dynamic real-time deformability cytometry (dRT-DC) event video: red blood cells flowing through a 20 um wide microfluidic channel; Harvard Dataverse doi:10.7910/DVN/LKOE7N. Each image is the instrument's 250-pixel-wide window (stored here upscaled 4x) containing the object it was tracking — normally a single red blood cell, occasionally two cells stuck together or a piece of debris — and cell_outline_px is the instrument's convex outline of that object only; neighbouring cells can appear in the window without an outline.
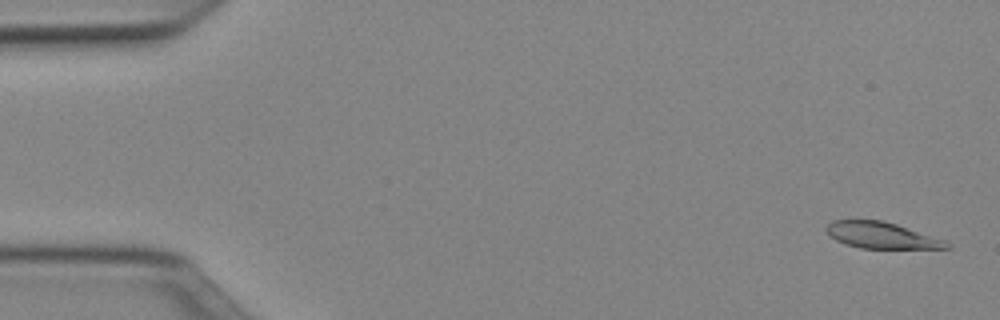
{"species": "Egyptian fruit bat (a non-hibernating species)", "species_latin": "Rousettus aegyptiacus", "temperature_condition": "cold", "stored_images_in_passage": 51, "camera_frame_rate_fps": 3000, "um_per_image_px": 0.085, "animal": {"sex": "female"}, "frame": {"image": 1, "passage_image": 2, "time_ms": 0.333, "image_size_px": [1000, 320], "cell_outline_px": [[952, 248], [860, 248], [844, 244], [828, 236], [824, 228], [832, 220], [880, 220], [896, 224], [944, 240], [952, 244]], "centroid_in_image_um": [74.87, 20.0], "position_along_channel_um": 10.1, "area_um2": 18.38}}
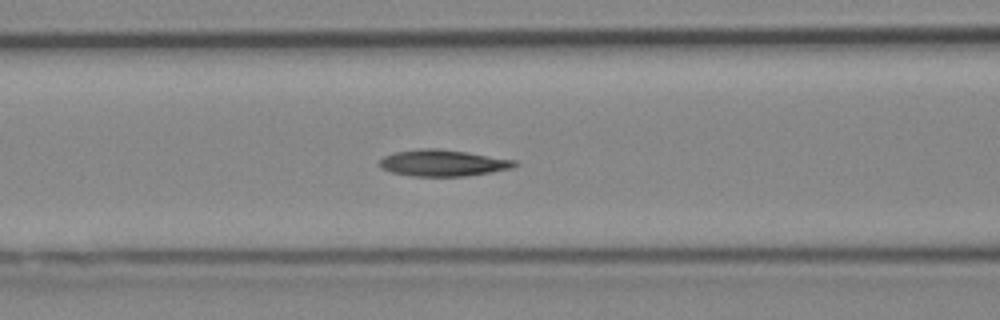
{"frame": {"image": 2, "passage_image": 21, "time_ms": 6.667, "image_size_px": [1000, 320], "cell_outline_px": [[520, 164], [512, 168], [492, 172], [464, 176], [412, 176], [388, 172], [380, 168], [380, 160], [384, 156], [396, 152], [420, 148], [436, 148], [468, 152], [516, 160]], "centroid_in_image_um": [37.65, 13.85], "position_along_channel_um": 128.9, "area_um2": 20.98}}
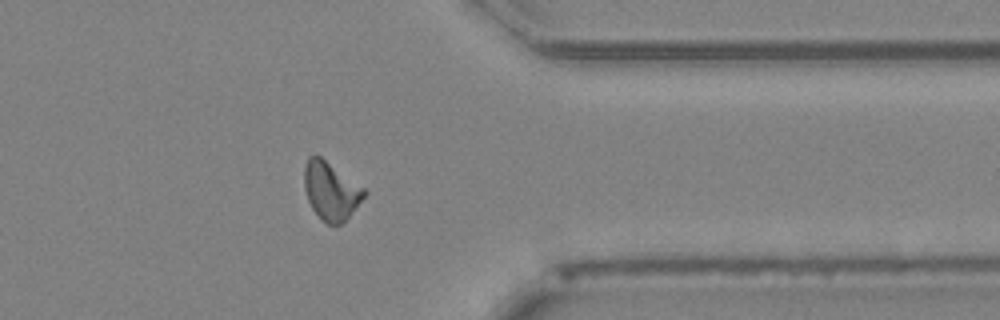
{"frame": {"image": 3, "passage_image": 41, "time_ms": 13.333, "image_size_px": [1000, 320], "cell_outline_px": [[368, 192], [344, 224], [328, 224], [312, 208], [308, 200], [304, 188], [304, 164], [308, 156], [320, 156], [364, 188]], "centroid_in_image_um": [28.13, 16.22], "position_along_channel_um": 383.3, "area_um2": 20.11}, "authors_computed_cell_mechanics": {"area_um2": 20.0566, "velocity_mm_per_s": 3.9725, "shape_relaxation_time_tau1_ms": 5.9592, "shape_relaxation_time_tau2_ms": 10.4854, "deformation_change_tau1": 0.1682, "deformation_change_tau2": 0.1683}}